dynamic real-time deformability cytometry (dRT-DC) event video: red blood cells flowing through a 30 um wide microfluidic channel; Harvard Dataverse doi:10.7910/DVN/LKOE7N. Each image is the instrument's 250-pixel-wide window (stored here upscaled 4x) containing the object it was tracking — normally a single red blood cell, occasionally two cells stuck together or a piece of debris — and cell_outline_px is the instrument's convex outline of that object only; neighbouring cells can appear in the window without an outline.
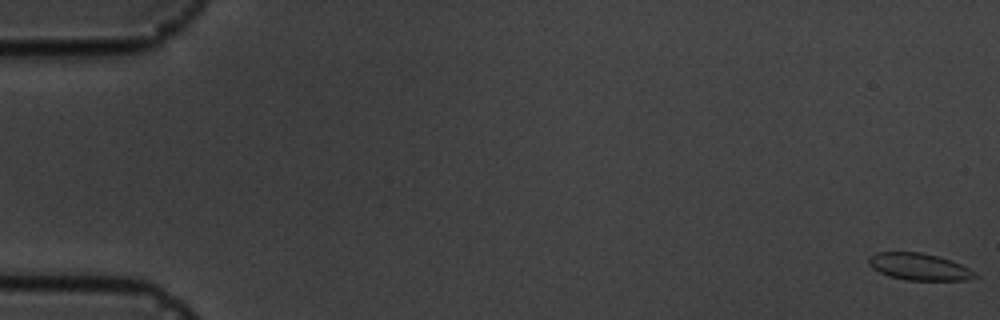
{"species": "common noctule bat (a hibernating species)", "species_latin": "Nyctalus noctula", "temperature_condition": "cold", "stored_images_in_passage": 5, "camera_frame_rate_fps": 3000, "um_per_image_px": 0.085, "animal": {"sex": "male", "body_mass_g": 19.5, "forearm_length_mm": 54.6}, "frame": {"image": 1, "passage_image": 1, "time_ms": 0.0, "image_size_px": [1000, 320], "cell_outline_px": [[980, 276], [964, 280], [904, 280], [888, 276], [872, 268], [868, 264], [868, 260], [876, 252], [920, 252], [936, 256], [960, 264], [968, 268]], "centroid_in_image_um": [78.1, 22.68], "position_along_channel_um": 6.9, "area_um2": 16.47}}